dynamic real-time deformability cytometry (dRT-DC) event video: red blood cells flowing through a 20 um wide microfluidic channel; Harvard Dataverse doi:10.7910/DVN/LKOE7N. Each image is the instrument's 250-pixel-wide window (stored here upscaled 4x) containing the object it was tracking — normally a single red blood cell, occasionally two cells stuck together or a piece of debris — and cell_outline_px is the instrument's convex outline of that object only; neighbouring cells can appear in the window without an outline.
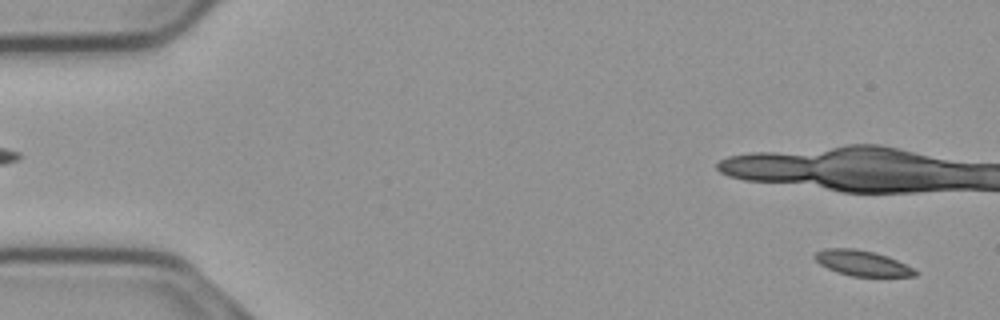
{"species": "common noctule bat (a hibernating species)", "species_latin": "Nyctalus noctula", "temperature_condition": "cold", "stored_images_in_passage": 40, "camera_frame_rate_fps": 3000, "um_per_image_px": 0.085, "animal": {"sex": "male", "body_mass_g": 23.1, "forearm_length_mm": 52.7}, "frame": {"image": 1, "passage_image": 3, "time_ms": 0.667, "image_size_px": [1000, 320], "cell_outline_px": [[920, 272], [916, 276], [852, 276], [836, 272], [820, 264], [812, 256], [816, 252], [828, 248], [852, 248], [872, 252], [896, 260]], "centroid_in_image_um": [73.26, 22.37], "position_along_channel_um": 11.7, "area_um2": 14.57}}
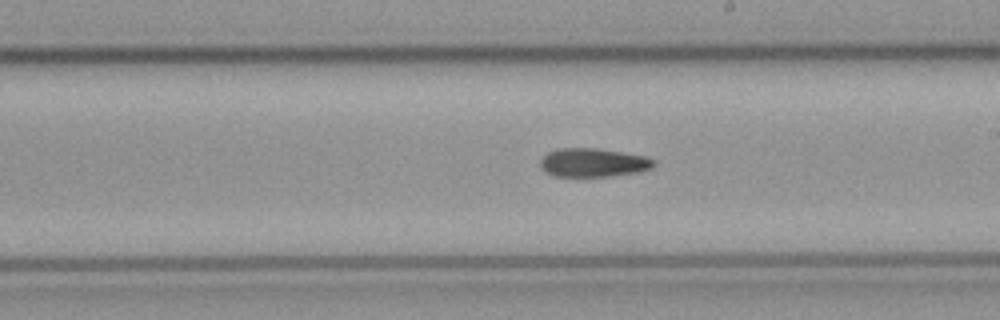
{"frame": {"image": 2, "passage_image": 28, "time_ms": 9.0, "image_size_px": [1000, 320], "cell_outline_px": [[656, 164], [652, 168], [640, 172], [612, 176], [556, 176], [548, 172], [540, 164], [540, 160], [548, 152], [556, 148], [596, 148], [648, 156], [656, 160]], "centroid_in_image_um": [50.5, 13.81], "position_along_channel_um": 238.5, "area_um2": 19.02}}
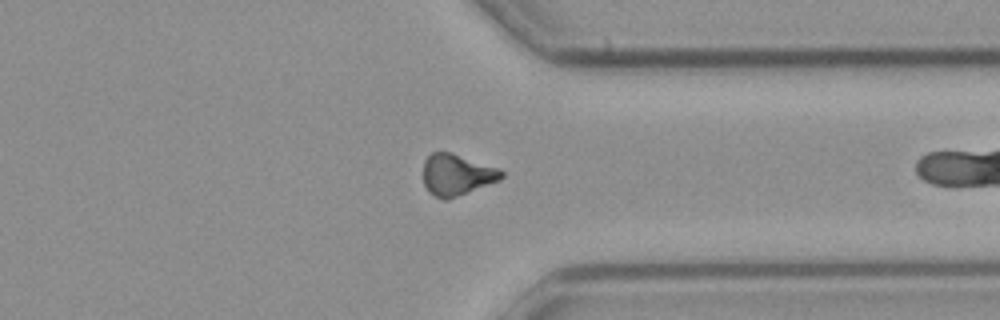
{"frame": {"image": 3, "passage_image": 39, "time_ms": 12.667, "image_size_px": [1000, 320], "cell_outline_px": [[504, 176], [500, 180], [448, 200], [444, 200], [428, 192], [424, 184], [424, 160], [432, 152], [452, 152], [500, 168], [504, 172]], "centroid_in_image_um": [38.84, 14.85], "position_along_channel_um": 372.6, "area_um2": 19.02}}